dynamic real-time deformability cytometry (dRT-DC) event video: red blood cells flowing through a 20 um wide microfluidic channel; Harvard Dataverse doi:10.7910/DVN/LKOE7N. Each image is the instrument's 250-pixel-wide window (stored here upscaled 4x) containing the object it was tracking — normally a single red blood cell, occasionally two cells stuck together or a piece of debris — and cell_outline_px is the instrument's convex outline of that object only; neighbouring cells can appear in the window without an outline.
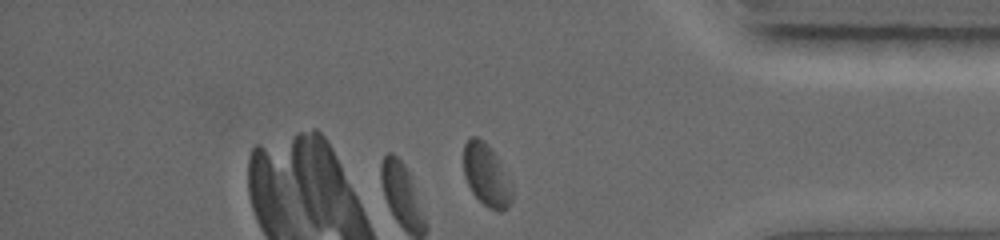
{"species": "common noctule bat (a hibernating species)", "species_latin": "Nyctalus noctula", "temperature_condition": "warm", "stored_images_in_passage": 25, "camera_frame_rate_fps": 5000, "um_per_image_px": 0.085, "animal": {"sex": "female", "body_mass_g": 19.0, "forearm_length_mm": 56.7}, "frame": {"image": 1, "passage_image": 25, "time_ms": 7.8, "image_size_px": [1000, 240], "cell_outline_px": [[512, 200], [508, 208], [500, 212], [488, 208], [472, 192], [464, 176], [464, 144], [468, 136], [476, 136], [484, 140], [488, 144], [500, 160], [512, 184]], "centroid_in_image_um": [41.36, 14.86], "position_along_channel_um": 393.8, "area_um2": 17.92}}